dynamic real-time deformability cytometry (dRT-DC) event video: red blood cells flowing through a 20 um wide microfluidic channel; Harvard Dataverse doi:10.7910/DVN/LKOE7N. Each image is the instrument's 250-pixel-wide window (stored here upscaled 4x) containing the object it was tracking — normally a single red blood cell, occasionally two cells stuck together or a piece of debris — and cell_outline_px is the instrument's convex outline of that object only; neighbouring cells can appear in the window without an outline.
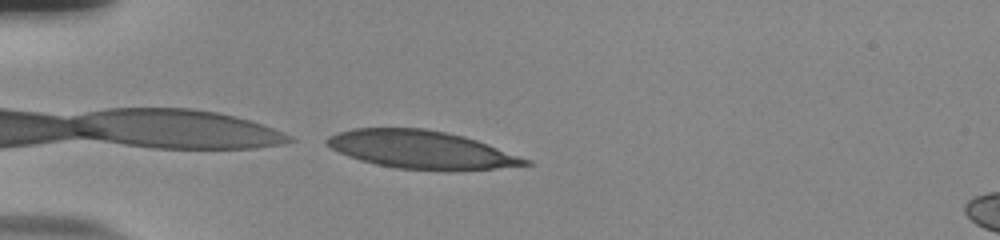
{"species": "human", "species_latin": "Homo sapiens", "temperature_condition": "room temperature", "stored_images_in_passage": 32, "camera_frame_rate_fps": 3000, "um_per_image_px": 0.085, "donor": {"sex": "male"}, "frame": {"image": 1, "passage_image": 1, "time_ms": 0.0, "image_size_px": [1000, 240], "cell_outline_px": [[532, 164], [492, 168], [396, 168], [376, 164], [360, 160], [348, 156], [332, 148], [324, 140], [328, 136], [336, 132], [352, 128], [424, 128], [464, 136], [476, 140], [532, 160]], "centroid_in_image_um": [35.73, 12.67], "position_along_channel_um": 49.3, "area_um2": 42.66}}
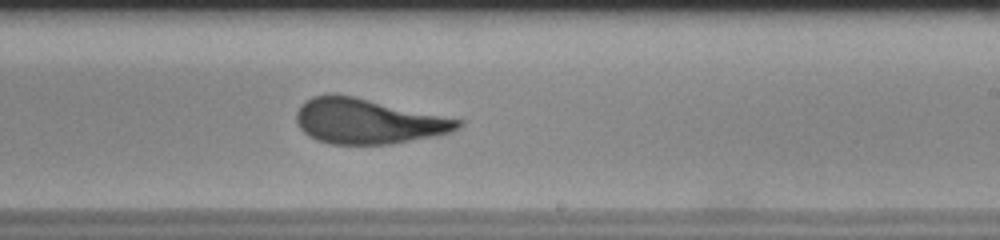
{"frame": {"image": 2, "passage_image": 19, "time_ms": 6.0, "image_size_px": [1000, 240], "cell_outline_px": [[464, 124], [460, 128], [452, 132], [392, 144], [328, 144], [316, 140], [308, 136], [300, 128], [296, 120], [296, 112], [300, 104], [312, 96], [328, 92], [332, 92], [356, 96], [464, 120]], "centroid_in_image_um": [31.25, 10.28], "position_along_channel_um": 257.7, "area_um2": 43.18}}
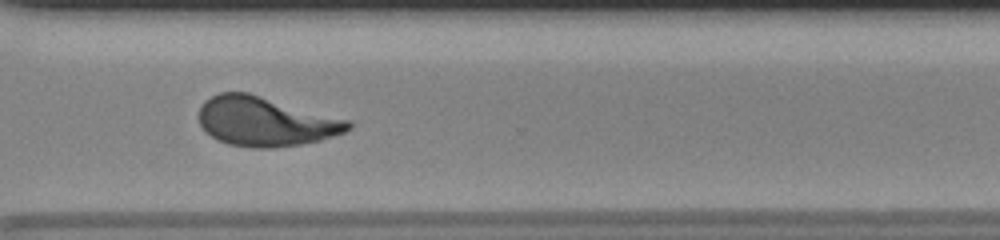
{"frame": {"image": 3, "passage_image": 26, "time_ms": 8.333, "image_size_px": [1000, 240], "cell_outline_px": [[352, 128], [344, 132], [320, 140], [300, 144], [276, 148], [252, 148], [228, 144], [216, 140], [204, 132], [200, 124], [200, 108], [204, 100], [220, 92], [248, 92], [352, 120]], "centroid_in_image_um": [22.57, 10.33], "position_along_channel_um": 348.0, "area_um2": 43.35}, "authors_computed_cell_mechanics": {"area_um2": 43.0321, "velocity_mm_per_s": 3.8627, "shape_relaxation_time_tau1_ms": 7.6418, "shape_relaxation_time_tau2_ms": null, "deformation_change_tau1": 0.2479, "deformation_change_tau2": null}}